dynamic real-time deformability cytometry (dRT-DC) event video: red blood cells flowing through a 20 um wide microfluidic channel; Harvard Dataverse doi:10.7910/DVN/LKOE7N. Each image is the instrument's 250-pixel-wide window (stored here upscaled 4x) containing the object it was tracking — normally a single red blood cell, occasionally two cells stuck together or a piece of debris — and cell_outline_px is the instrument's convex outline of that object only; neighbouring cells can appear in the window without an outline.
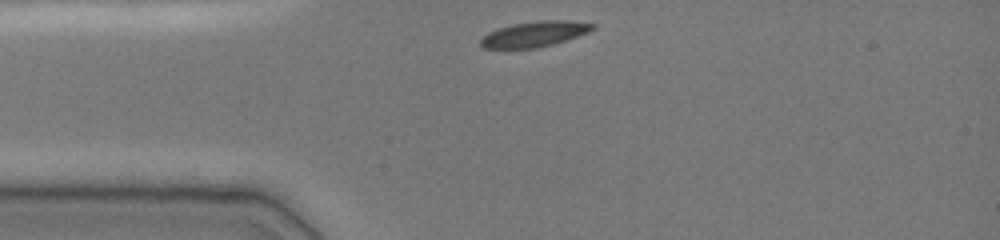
{"species": "common noctule bat (a hibernating species)", "species_latin": "Nyctalus noctula", "temperature_condition": "cold", "stored_images_in_passage": 31, "camera_frame_rate_fps": 3000, "um_per_image_px": 0.085, "animal": {"sex": "female", "body_mass_g": 19.0, "forearm_length_mm": 51.5}, "frame": {"image": 1, "passage_image": 1, "time_ms": 0.0, "image_size_px": [1000, 240], "cell_outline_px": [[596, 28], [588, 32], [552, 44], [536, 48], [484, 48], [480, 44], [480, 40], [488, 32], [512, 24], [540, 20], [568, 20], [596, 24]], "centroid_in_image_um": [45.45, 2.88], "position_along_channel_um": 39.6, "area_um2": 16.42}}
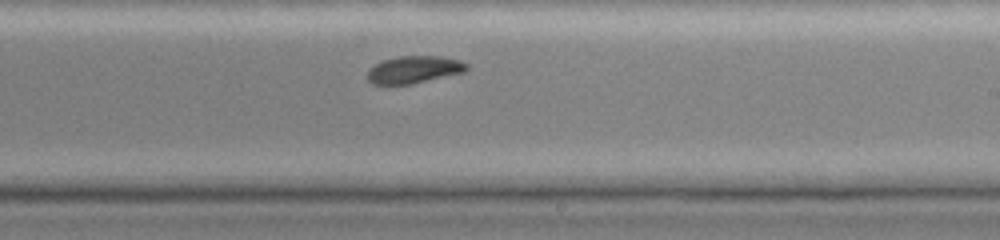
{"frame": {"image": 2, "passage_image": 19, "time_ms": 6.0, "image_size_px": [1000, 240], "cell_outline_px": [[468, 68], [464, 72], [412, 84], [372, 84], [368, 80], [368, 72], [380, 60], [400, 56], [440, 56], [460, 60], [468, 64]], "centroid_in_image_um": [35.21, 5.91], "position_along_channel_um": 253.8, "area_um2": 15.72}}
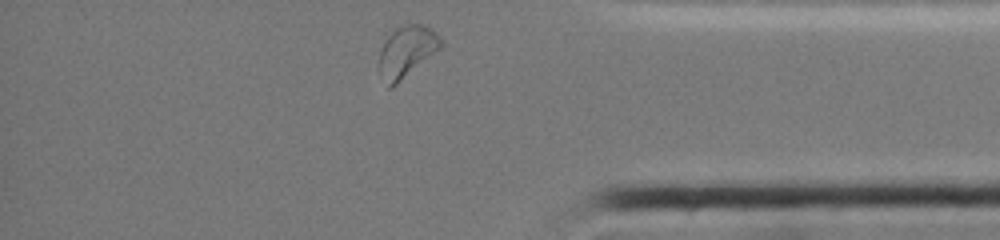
{"frame": {"image": 3, "passage_image": 31, "time_ms": 10.0, "image_size_px": [1000, 240], "cell_outline_px": [[444, 44], [440, 48], [392, 88], [388, 88], [376, 68], [380, 48], [396, 24], [424, 24], [436, 32], [444, 40]], "centroid_in_image_um": [34.52, 4.36], "position_along_channel_um": 400.7, "area_um2": 19.02}, "authors_computed_cell_mechanics": {"area_um2": 16.9932, "velocity_mm_per_s": 3.8726, "shape_relaxation_time_tau1_ms": 3.9568, "shape_relaxation_time_tau2_ms": null, "deformation_change_tau1": 0.119, "deformation_change_tau2": null}}